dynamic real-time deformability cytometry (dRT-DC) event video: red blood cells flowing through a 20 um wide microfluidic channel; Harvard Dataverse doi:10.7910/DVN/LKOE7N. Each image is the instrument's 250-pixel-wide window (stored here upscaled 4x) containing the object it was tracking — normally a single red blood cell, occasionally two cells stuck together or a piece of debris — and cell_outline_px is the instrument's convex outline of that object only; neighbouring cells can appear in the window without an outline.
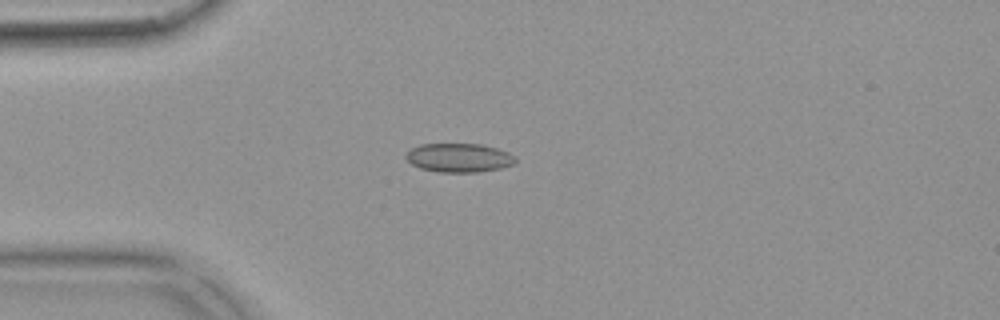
{"species": "common noctule bat (a hibernating species)", "species_latin": "Nyctalus noctula", "temperature_condition": "warm", "stored_images_in_passage": 54, "camera_frame_rate_fps": 3000, "um_per_image_px": 0.085, "animal": {"sex": "female", "body_mass_g": 18.4}, "frame": {"image": 1, "passage_image": 14, "time_ms": 4.333, "image_size_px": [1000, 320], "cell_outline_px": [[516, 164], [500, 168], [480, 172], [436, 172], [420, 168], [412, 164], [404, 156], [412, 148], [420, 144], [480, 144], [496, 148], [508, 152], [516, 160]], "centroid_in_image_um": [39.01, 13.41], "position_along_channel_um": 46.0, "area_um2": 18.38}}
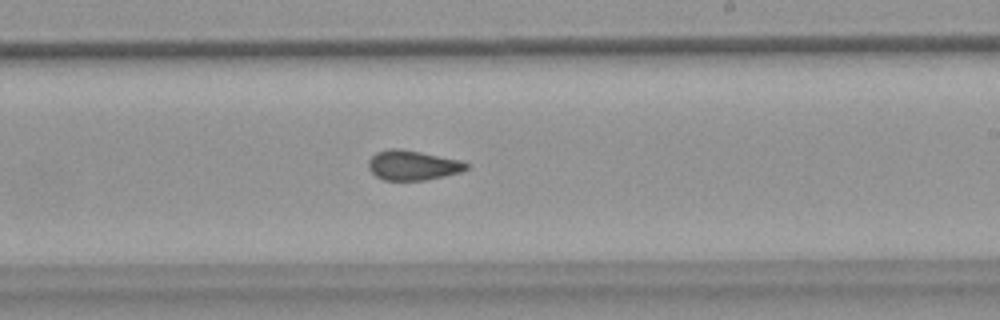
{"frame": {"image": 2, "passage_image": 32, "time_ms": 10.333, "image_size_px": [1000, 320], "cell_outline_px": [[468, 168], [460, 172], [444, 176], [424, 180], [384, 180], [376, 176], [368, 168], [368, 160], [376, 152], [388, 148], [400, 148], [460, 160], [468, 164]], "centroid_in_image_um": [35.04, 14.04], "position_along_channel_um": 254.0, "area_um2": 16.94}}
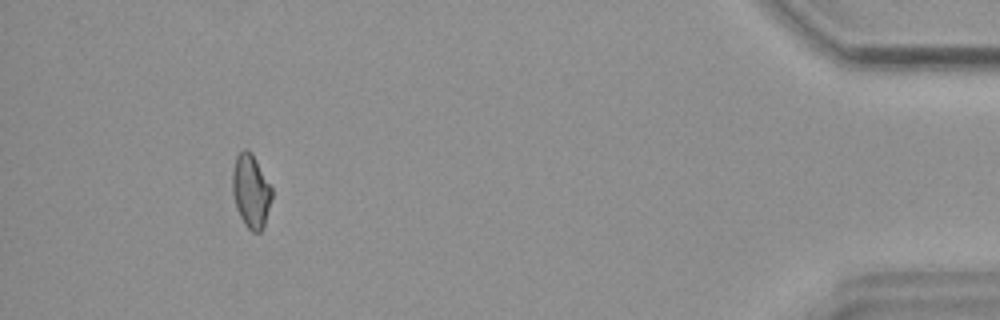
{"frame": {"image": 3, "passage_image": 50, "time_ms": 16.333, "image_size_px": [1000, 320], "cell_outline_px": [[272, 196], [264, 228], [260, 232], [252, 232], [244, 224], [236, 208], [232, 192], [232, 172], [236, 156], [244, 148], [248, 148], [252, 152], [272, 188]], "centroid_in_image_um": [21.32, 16.24], "position_along_channel_um": 413.9, "area_um2": 17.05}, "authors_computed_cell_mechanics": {"area_um2": 17.3689, "velocity_mm_per_s": 3.7386, "shape_relaxation_time_tau1_ms": null, "shape_relaxation_time_tau2_ms": 1.6846, "deformation_change_tau1": null, "deformation_change_tau2": 0.0741}}